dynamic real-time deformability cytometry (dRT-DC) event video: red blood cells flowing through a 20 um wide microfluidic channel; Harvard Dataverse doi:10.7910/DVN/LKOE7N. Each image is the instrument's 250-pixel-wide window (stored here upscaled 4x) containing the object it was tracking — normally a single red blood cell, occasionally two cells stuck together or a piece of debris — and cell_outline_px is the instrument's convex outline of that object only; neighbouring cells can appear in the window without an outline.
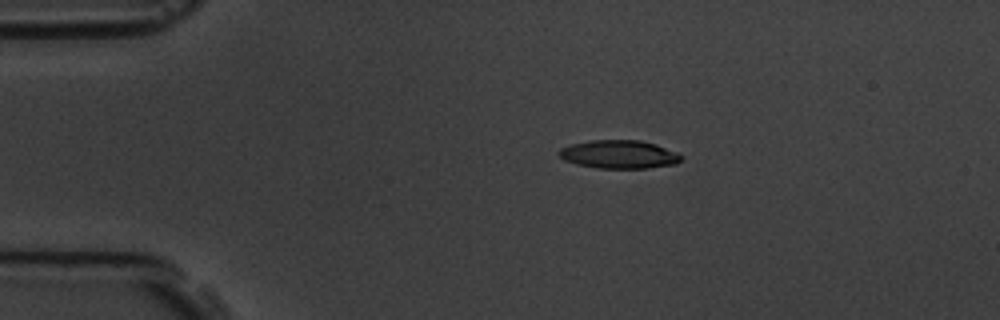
{"species": "common noctule bat (a hibernating species)", "species_latin": "Nyctalus noctula", "temperature_condition": "room temperature", "stored_images_in_passage": 46, "camera_frame_rate_fps": 3000, "um_per_image_px": 0.085, "animal": {"sex": "male", "body_mass_g": 19.5, "forearm_length_mm": 54.6}, "frame": {"image": 1, "passage_image": 1, "time_ms": 0.0, "image_size_px": [1000, 320], "cell_outline_px": [[684, 156], [676, 164], [648, 168], [596, 168], [576, 164], [564, 160], [556, 152], [560, 148], [572, 144], [592, 140], [640, 140], [656, 144], [676, 152]], "centroid_in_image_um": [52.61, 13.12], "position_along_channel_um": 32.4, "area_um2": 20.23}}
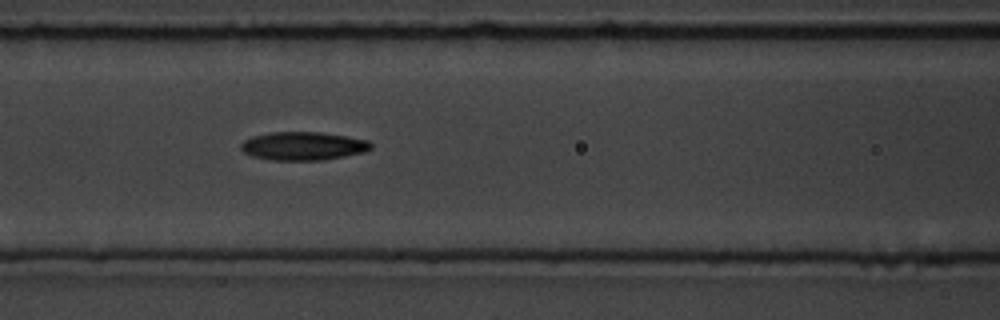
{"frame": {"image": 2, "passage_image": 14, "time_ms": 4.333, "image_size_px": [1000, 320], "cell_outline_px": [[372, 148], [364, 152], [324, 160], [272, 160], [252, 156], [244, 152], [240, 148], [240, 144], [244, 140], [252, 136], [272, 132], [320, 132], [368, 140], [372, 144]], "centroid_in_image_um": [25.75, 12.41], "position_along_channel_um": 140.8, "area_um2": 21.44}}
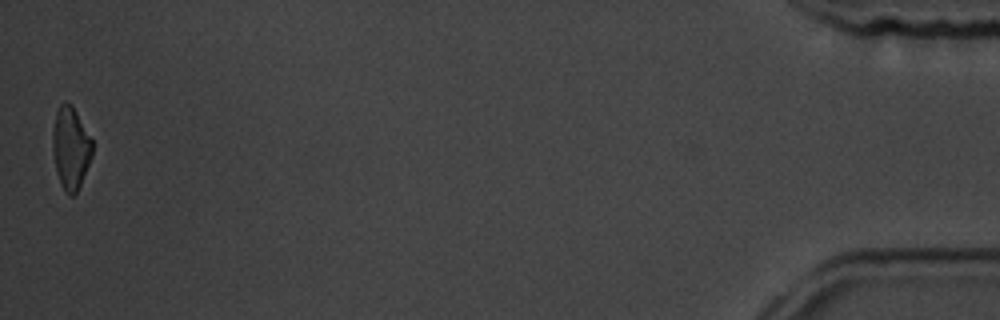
{"frame": {"image": 3, "passage_image": 46, "time_ms": 15.0, "image_size_px": [1000, 320], "cell_outline_px": [[92, 156], [80, 184], [76, 192], [72, 196], [68, 196], [60, 180], [56, 168], [52, 152], [52, 132], [56, 112], [60, 104], [64, 100], [72, 104], [92, 140]], "centroid_in_image_um": [5.99, 12.53], "position_along_channel_um": 429.2, "area_um2": 18.84}, "authors_computed_cell_mechanics": {"area_um2": 20.6346, "velocity_mm_per_s": 3.6015, "shape_relaxation_time_tau1_ms": 5.9969, "shape_relaxation_time_tau2_ms": null, "deformation_change_tau1": 0.1469, "deformation_change_tau2": null}}